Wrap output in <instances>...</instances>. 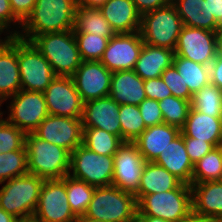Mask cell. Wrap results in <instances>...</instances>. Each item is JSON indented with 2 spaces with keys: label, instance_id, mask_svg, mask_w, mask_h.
<instances>
[{
  "label": "cell",
  "instance_id": "6da1fadb",
  "mask_svg": "<svg viewBox=\"0 0 222 222\" xmlns=\"http://www.w3.org/2000/svg\"><path fill=\"white\" fill-rule=\"evenodd\" d=\"M76 0H37L18 37L31 41L44 33L73 30Z\"/></svg>",
  "mask_w": 222,
  "mask_h": 222
},
{
  "label": "cell",
  "instance_id": "7a4b0ae2",
  "mask_svg": "<svg viewBox=\"0 0 222 222\" xmlns=\"http://www.w3.org/2000/svg\"><path fill=\"white\" fill-rule=\"evenodd\" d=\"M28 172L43 180H59L69 174L70 153L53 143L38 138L34 133L25 135Z\"/></svg>",
  "mask_w": 222,
  "mask_h": 222
},
{
  "label": "cell",
  "instance_id": "3957f363",
  "mask_svg": "<svg viewBox=\"0 0 222 222\" xmlns=\"http://www.w3.org/2000/svg\"><path fill=\"white\" fill-rule=\"evenodd\" d=\"M31 42L50 63L56 76L71 77L82 62L73 30L44 33Z\"/></svg>",
  "mask_w": 222,
  "mask_h": 222
},
{
  "label": "cell",
  "instance_id": "277c9868",
  "mask_svg": "<svg viewBox=\"0 0 222 222\" xmlns=\"http://www.w3.org/2000/svg\"><path fill=\"white\" fill-rule=\"evenodd\" d=\"M84 216L106 222H136L137 200L133 193L114 185L95 187Z\"/></svg>",
  "mask_w": 222,
  "mask_h": 222
},
{
  "label": "cell",
  "instance_id": "5b68a950",
  "mask_svg": "<svg viewBox=\"0 0 222 222\" xmlns=\"http://www.w3.org/2000/svg\"><path fill=\"white\" fill-rule=\"evenodd\" d=\"M43 182L30 173L7 180L0 189V207L20 222L32 221Z\"/></svg>",
  "mask_w": 222,
  "mask_h": 222
},
{
  "label": "cell",
  "instance_id": "8992f818",
  "mask_svg": "<svg viewBox=\"0 0 222 222\" xmlns=\"http://www.w3.org/2000/svg\"><path fill=\"white\" fill-rule=\"evenodd\" d=\"M192 212L191 185L185 183H181L176 189L145 195L137 200V216L182 222Z\"/></svg>",
  "mask_w": 222,
  "mask_h": 222
},
{
  "label": "cell",
  "instance_id": "52a82bcc",
  "mask_svg": "<svg viewBox=\"0 0 222 222\" xmlns=\"http://www.w3.org/2000/svg\"><path fill=\"white\" fill-rule=\"evenodd\" d=\"M183 26L175 6L170 3L142 14L139 32L144 43L174 51Z\"/></svg>",
  "mask_w": 222,
  "mask_h": 222
},
{
  "label": "cell",
  "instance_id": "ba28073f",
  "mask_svg": "<svg viewBox=\"0 0 222 222\" xmlns=\"http://www.w3.org/2000/svg\"><path fill=\"white\" fill-rule=\"evenodd\" d=\"M17 60L22 90L44 92L56 77L50 63L34 44L18 36Z\"/></svg>",
  "mask_w": 222,
  "mask_h": 222
},
{
  "label": "cell",
  "instance_id": "9c48e42d",
  "mask_svg": "<svg viewBox=\"0 0 222 222\" xmlns=\"http://www.w3.org/2000/svg\"><path fill=\"white\" fill-rule=\"evenodd\" d=\"M113 162L114 156L98 155L81 144L70 153L68 175L94 187L110 186L114 174Z\"/></svg>",
  "mask_w": 222,
  "mask_h": 222
},
{
  "label": "cell",
  "instance_id": "30bf717a",
  "mask_svg": "<svg viewBox=\"0 0 222 222\" xmlns=\"http://www.w3.org/2000/svg\"><path fill=\"white\" fill-rule=\"evenodd\" d=\"M9 99L10 113L5 119L25 134L33 133L49 115L43 92L21 89Z\"/></svg>",
  "mask_w": 222,
  "mask_h": 222
},
{
  "label": "cell",
  "instance_id": "8fae6325",
  "mask_svg": "<svg viewBox=\"0 0 222 222\" xmlns=\"http://www.w3.org/2000/svg\"><path fill=\"white\" fill-rule=\"evenodd\" d=\"M67 200L66 183L62 180H44L33 222H76Z\"/></svg>",
  "mask_w": 222,
  "mask_h": 222
},
{
  "label": "cell",
  "instance_id": "7c38bea8",
  "mask_svg": "<svg viewBox=\"0 0 222 222\" xmlns=\"http://www.w3.org/2000/svg\"><path fill=\"white\" fill-rule=\"evenodd\" d=\"M217 35L218 32L183 26L174 56L209 66L217 56Z\"/></svg>",
  "mask_w": 222,
  "mask_h": 222
},
{
  "label": "cell",
  "instance_id": "4fadbf2b",
  "mask_svg": "<svg viewBox=\"0 0 222 222\" xmlns=\"http://www.w3.org/2000/svg\"><path fill=\"white\" fill-rule=\"evenodd\" d=\"M43 94L49 115L82 118L84 102L71 77L56 76Z\"/></svg>",
  "mask_w": 222,
  "mask_h": 222
},
{
  "label": "cell",
  "instance_id": "5bb4252c",
  "mask_svg": "<svg viewBox=\"0 0 222 222\" xmlns=\"http://www.w3.org/2000/svg\"><path fill=\"white\" fill-rule=\"evenodd\" d=\"M33 133L71 153L83 144L82 118L48 115Z\"/></svg>",
  "mask_w": 222,
  "mask_h": 222
},
{
  "label": "cell",
  "instance_id": "9a60e30c",
  "mask_svg": "<svg viewBox=\"0 0 222 222\" xmlns=\"http://www.w3.org/2000/svg\"><path fill=\"white\" fill-rule=\"evenodd\" d=\"M143 45L139 31L117 33L109 39L100 62L111 72L133 70Z\"/></svg>",
  "mask_w": 222,
  "mask_h": 222
},
{
  "label": "cell",
  "instance_id": "2e32d148",
  "mask_svg": "<svg viewBox=\"0 0 222 222\" xmlns=\"http://www.w3.org/2000/svg\"><path fill=\"white\" fill-rule=\"evenodd\" d=\"M112 185L135 194L138 190L145 161L134 142H124L114 155Z\"/></svg>",
  "mask_w": 222,
  "mask_h": 222
},
{
  "label": "cell",
  "instance_id": "e0dca14e",
  "mask_svg": "<svg viewBox=\"0 0 222 222\" xmlns=\"http://www.w3.org/2000/svg\"><path fill=\"white\" fill-rule=\"evenodd\" d=\"M112 74L100 61H82L71 78L85 103L109 96Z\"/></svg>",
  "mask_w": 222,
  "mask_h": 222
},
{
  "label": "cell",
  "instance_id": "ac0fdd59",
  "mask_svg": "<svg viewBox=\"0 0 222 222\" xmlns=\"http://www.w3.org/2000/svg\"><path fill=\"white\" fill-rule=\"evenodd\" d=\"M119 110L120 105L110 96L87 101L83 108V127L99 128L121 138Z\"/></svg>",
  "mask_w": 222,
  "mask_h": 222
},
{
  "label": "cell",
  "instance_id": "d6986e66",
  "mask_svg": "<svg viewBox=\"0 0 222 222\" xmlns=\"http://www.w3.org/2000/svg\"><path fill=\"white\" fill-rule=\"evenodd\" d=\"M21 90V78L17 60V36L0 40V107Z\"/></svg>",
  "mask_w": 222,
  "mask_h": 222
},
{
  "label": "cell",
  "instance_id": "ffe728a7",
  "mask_svg": "<svg viewBox=\"0 0 222 222\" xmlns=\"http://www.w3.org/2000/svg\"><path fill=\"white\" fill-rule=\"evenodd\" d=\"M99 10L116 34L140 31L141 14L132 0H107Z\"/></svg>",
  "mask_w": 222,
  "mask_h": 222
},
{
  "label": "cell",
  "instance_id": "44dd1931",
  "mask_svg": "<svg viewBox=\"0 0 222 222\" xmlns=\"http://www.w3.org/2000/svg\"><path fill=\"white\" fill-rule=\"evenodd\" d=\"M181 134V129L166 123L147 127L134 141L145 162H153Z\"/></svg>",
  "mask_w": 222,
  "mask_h": 222
},
{
  "label": "cell",
  "instance_id": "7402d4cb",
  "mask_svg": "<svg viewBox=\"0 0 222 222\" xmlns=\"http://www.w3.org/2000/svg\"><path fill=\"white\" fill-rule=\"evenodd\" d=\"M193 213L222 222V180L191 184Z\"/></svg>",
  "mask_w": 222,
  "mask_h": 222
},
{
  "label": "cell",
  "instance_id": "603a6c76",
  "mask_svg": "<svg viewBox=\"0 0 222 222\" xmlns=\"http://www.w3.org/2000/svg\"><path fill=\"white\" fill-rule=\"evenodd\" d=\"M153 162L167 169L182 183L191 185L194 164L186 152L182 134L171 141Z\"/></svg>",
  "mask_w": 222,
  "mask_h": 222
},
{
  "label": "cell",
  "instance_id": "cb8c5ba5",
  "mask_svg": "<svg viewBox=\"0 0 222 222\" xmlns=\"http://www.w3.org/2000/svg\"><path fill=\"white\" fill-rule=\"evenodd\" d=\"M109 96L119 105L138 106L146 94L144 80L133 70H120L112 74Z\"/></svg>",
  "mask_w": 222,
  "mask_h": 222
},
{
  "label": "cell",
  "instance_id": "d4e9b609",
  "mask_svg": "<svg viewBox=\"0 0 222 222\" xmlns=\"http://www.w3.org/2000/svg\"><path fill=\"white\" fill-rule=\"evenodd\" d=\"M183 137L197 138L207 141L214 147L222 145L221 117L208 116L190 108L184 126L181 128Z\"/></svg>",
  "mask_w": 222,
  "mask_h": 222
},
{
  "label": "cell",
  "instance_id": "484cf974",
  "mask_svg": "<svg viewBox=\"0 0 222 222\" xmlns=\"http://www.w3.org/2000/svg\"><path fill=\"white\" fill-rule=\"evenodd\" d=\"M174 51L144 43L133 71L143 80L161 77L163 71L173 64Z\"/></svg>",
  "mask_w": 222,
  "mask_h": 222
},
{
  "label": "cell",
  "instance_id": "4316f807",
  "mask_svg": "<svg viewBox=\"0 0 222 222\" xmlns=\"http://www.w3.org/2000/svg\"><path fill=\"white\" fill-rule=\"evenodd\" d=\"M183 25L218 32L222 27L210 14L209 0H172Z\"/></svg>",
  "mask_w": 222,
  "mask_h": 222
},
{
  "label": "cell",
  "instance_id": "83f0119b",
  "mask_svg": "<svg viewBox=\"0 0 222 222\" xmlns=\"http://www.w3.org/2000/svg\"><path fill=\"white\" fill-rule=\"evenodd\" d=\"M182 182L167 169L155 162H145L137 192L136 200L145 195L176 189Z\"/></svg>",
  "mask_w": 222,
  "mask_h": 222
},
{
  "label": "cell",
  "instance_id": "f1b7e54d",
  "mask_svg": "<svg viewBox=\"0 0 222 222\" xmlns=\"http://www.w3.org/2000/svg\"><path fill=\"white\" fill-rule=\"evenodd\" d=\"M74 33H90L111 39L116 32L103 17L99 8L77 7L74 19Z\"/></svg>",
  "mask_w": 222,
  "mask_h": 222
},
{
  "label": "cell",
  "instance_id": "f546056e",
  "mask_svg": "<svg viewBox=\"0 0 222 222\" xmlns=\"http://www.w3.org/2000/svg\"><path fill=\"white\" fill-rule=\"evenodd\" d=\"M173 65L192 95L210 84L209 66L179 56H174Z\"/></svg>",
  "mask_w": 222,
  "mask_h": 222
},
{
  "label": "cell",
  "instance_id": "4dcf8cb0",
  "mask_svg": "<svg viewBox=\"0 0 222 222\" xmlns=\"http://www.w3.org/2000/svg\"><path fill=\"white\" fill-rule=\"evenodd\" d=\"M124 141L99 128L83 127V145L98 155L114 156Z\"/></svg>",
  "mask_w": 222,
  "mask_h": 222
},
{
  "label": "cell",
  "instance_id": "1f68e13d",
  "mask_svg": "<svg viewBox=\"0 0 222 222\" xmlns=\"http://www.w3.org/2000/svg\"><path fill=\"white\" fill-rule=\"evenodd\" d=\"M62 180L66 183L67 200L73 214L76 217L84 216L95 187L70 175L63 177Z\"/></svg>",
  "mask_w": 222,
  "mask_h": 222
},
{
  "label": "cell",
  "instance_id": "d6a6232c",
  "mask_svg": "<svg viewBox=\"0 0 222 222\" xmlns=\"http://www.w3.org/2000/svg\"><path fill=\"white\" fill-rule=\"evenodd\" d=\"M222 180V145L213 148L194 164L191 184Z\"/></svg>",
  "mask_w": 222,
  "mask_h": 222
},
{
  "label": "cell",
  "instance_id": "836d02e7",
  "mask_svg": "<svg viewBox=\"0 0 222 222\" xmlns=\"http://www.w3.org/2000/svg\"><path fill=\"white\" fill-rule=\"evenodd\" d=\"M191 108L208 116H222V90L209 84L197 91L191 100Z\"/></svg>",
  "mask_w": 222,
  "mask_h": 222
},
{
  "label": "cell",
  "instance_id": "e575fe53",
  "mask_svg": "<svg viewBox=\"0 0 222 222\" xmlns=\"http://www.w3.org/2000/svg\"><path fill=\"white\" fill-rule=\"evenodd\" d=\"M118 118L121 126V139L134 142L147 128L136 105H120Z\"/></svg>",
  "mask_w": 222,
  "mask_h": 222
},
{
  "label": "cell",
  "instance_id": "d590c367",
  "mask_svg": "<svg viewBox=\"0 0 222 222\" xmlns=\"http://www.w3.org/2000/svg\"><path fill=\"white\" fill-rule=\"evenodd\" d=\"M27 173L29 172L25 145L20 150L0 154V185Z\"/></svg>",
  "mask_w": 222,
  "mask_h": 222
},
{
  "label": "cell",
  "instance_id": "8d00e7d4",
  "mask_svg": "<svg viewBox=\"0 0 222 222\" xmlns=\"http://www.w3.org/2000/svg\"><path fill=\"white\" fill-rule=\"evenodd\" d=\"M158 102L164 123L181 129L188 117L191 101L171 95Z\"/></svg>",
  "mask_w": 222,
  "mask_h": 222
},
{
  "label": "cell",
  "instance_id": "74e56055",
  "mask_svg": "<svg viewBox=\"0 0 222 222\" xmlns=\"http://www.w3.org/2000/svg\"><path fill=\"white\" fill-rule=\"evenodd\" d=\"M82 61H100L109 38L90 33H74Z\"/></svg>",
  "mask_w": 222,
  "mask_h": 222
},
{
  "label": "cell",
  "instance_id": "f35d334b",
  "mask_svg": "<svg viewBox=\"0 0 222 222\" xmlns=\"http://www.w3.org/2000/svg\"><path fill=\"white\" fill-rule=\"evenodd\" d=\"M0 110V154L20 150L25 145V133L3 119Z\"/></svg>",
  "mask_w": 222,
  "mask_h": 222
},
{
  "label": "cell",
  "instance_id": "ab89813d",
  "mask_svg": "<svg viewBox=\"0 0 222 222\" xmlns=\"http://www.w3.org/2000/svg\"><path fill=\"white\" fill-rule=\"evenodd\" d=\"M161 78L173 96L188 101L192 100L193 95L190 93V90L173 64L163 71Z\"/></svg>",
  "mask_w": 222,
  "mask_h": 222
},
{
  "label": "cell",
  "instance_id": "60d3db41",
  "mask_svg": "<svg viewBox=\"0 0 222 222\" xmlns=\"http://www.w3.org/2000/svg\"><path fill=\"white\" fill-rule=\"evenodd\" d=\"M11 23L14 25H12ZM10 25H12L13 28L16 27V25H17V27L21 29L22 22L12 12V9L10 6V1L9 0H0V35L4 31H6L7 32L6 37L18 36V34L20 32L19 29H18V31L16 29V30L10 32V30H9L11 28Z\"/></svg>",
  "mask_w": 222,
  "mask_h": 222
},
{
  "label": "cell",
  "instance_id": "b9f144b4",
  "mask_svg": "<svg viewBox=\"0 0 222 222\" xmlns=\"http://www.w3.org/2000/svg\"><path fill=\"white\" fill-rule=\"evenodd\" d=\"M138 107L146 127L164 123L158 101L146 98Z\"/></svg>",
  "mask_w": 222,
  "mask_h": 222
},
{
  "label": "cell",
  "instance_id": "7bdbcfd3",
  "mask_svg": "<svg viewBox=\"0 0 222 222\" xmlns=\"http://www.w3.org/2000/svg\"><path fill=\"white\" fill-rule=\"evenodd\" d=\"M184 144L186 147V152L193 164H195L213 148H215L211 143L207 141H200L197 138L192 137H184Z\"/></svg>",
  "mask_w": 222,
  "mask_h": 222
},
{
  "label": "cell",
  "instance_id": "ee69618b",
  "mask_svg": "<svg viewBox=\"0 0 222 222\" xmlns=\"http://www.w3.org/2000/svg\"><path fill=\"white\" fill-rule=\"evenodd\" d=\"M144 90L148 99L156 101H161L172 95L161 77L144 80Z\"/></svg>",
  "mask_w": 222,
  "mask_h": 222
},
{
  "label": "cell",
  "instance_id": "f6af8a7d",
  "mask_svg": "<svg viewBox=\"0 0 222 222\" xmlns=\"http://www.w3.org/2000/svg\"><path fill=\"white\" fill-rule=\"evenodd\" d=\"M12 12L23 23L32 13L37 0H9Z\"/></svg>",
  "mask_w": 222,
  "mask_h": 222
},
{
  "label": "cell",
  "instance_id": "bcb514c9",
  "mask_svg": "<svg viewBox=\"0 0 222 222\" xmlns=\"http://www.w3.org/2000/svg\"><path fill=\"white\" fill-rule=\"evenodd\" d=\"M137 11L142 15L146 12L156 10L157 8L165 7L172 0H132Z\"/></svg>",
  "mask_w": 222,
  "mask_h": 222
},
{
  "label": "cell",
  "instance_id": "7dc6e473",
  "mask_svg": "<svg viewBox=\"0 0 222 222\" xmlns=\"http://www.w3.org/2000/svg\"><path fill=\"white\" fill-rule=\"evenodd\" d=\"M210 83L219 87L222 90V57L216 58L209 65Z\"/></svg>",
  "mask_w": 222,
  "mask_h": 222
},
{
  "label": "cell",
  "instance_id": "c3c4849f",
  "mask_svg": "<svg viewBox=\"0 0 222 222\" xmlns=\"http://www.w3.org/2000/svg\"><path fill=\"white\" fill-rule=\"evenodd\" d=\"M210 14H213L216 22L222 27V0H209Z\"/></svg>",
  "mask_w": 222,
  "mask_h": 222
},
{
  "label": "cell",
  "instance_id": "681fc988",
  "mask_svg": "<svg viewBox=\"0 0 222 222\" xmlns=\"http://www.w3.org/2000/svg\"><path fill=\"white\" fill-rule=\"evenodd\" d=\"M107 0H76L77 7H93L99 8Z\"/></svg>",
  "mask_w": 222,
  "mask_h": 222
},
{
  "label": "cell",
  "instance_id": "f907efd6",
  "mask_svg": "<svg viewBox=\"0 0 222 222\" xmlns=\"http://www.w3.org/2000/svg\"><path fill=\"white\" fill-rule=\"evenodd\" d=\"M182 222H221V221L211 219V218H208V217H204V216H199V215H196L192 212Z\"/></svg>",
  "mask_w": 222,
  "mask_h": 222
},
{
  "label": "cell",
  "instance_id": "816d5d0a",
  "mask_svg": "<svg viewBox=\"0 0 222 222\" xmlns=\"http://www.w3.org/2000/svg\"><path fill=\"white\" fill-rule=\"evenodd\" d=\"M0 222H20L16 217L7 213L0 207Z\"/></svg>",
  "mask_w": 222,
  "mask_h": 222
},
{
  "label": "cell",
  "instance_id": "f5cc1de1",
  "mask_svg": "<svg viewBox=\"0 0 222 222\" xmlns=\"http://www.w3.org/2000/svg\"><path fill=\"white\" fill-rule=\"evenodd\" d=\"M136 222H171L162 218L153 216H137Z\"/></svg>",
  "mask_w": 222,
  "mask_h": 222
},
{
  "label": "cell",
  "instance_id": "db71d44e",
  "mask_svg": "<svg viewBox=\"0 0 222 222\" xmlns=\"http://www.w3.org/2000/svg\"><path fill=\"white\" fill-rule=\"evenodd\" d=\"M217 56L222 57V28L217 35Z\"/></svg>",
  "mask_w": 222,
  "mask_h": 222
},
{
  "label": "cell",
  "instance_id": "11a10c76",
  "mask_svg": "<svg viewBox=\"0 0 222 222\" xmlns=\"http://www.w3.org/2000/svg\"><path fill=\"white\" fill-rule=\"evenodd\" d=\"M76 222H106V221L93 219L86 216H80V217H77Z\"/></svg>",
  "mask_w": 222,
  "mask_h": 222
}]
</instances>
